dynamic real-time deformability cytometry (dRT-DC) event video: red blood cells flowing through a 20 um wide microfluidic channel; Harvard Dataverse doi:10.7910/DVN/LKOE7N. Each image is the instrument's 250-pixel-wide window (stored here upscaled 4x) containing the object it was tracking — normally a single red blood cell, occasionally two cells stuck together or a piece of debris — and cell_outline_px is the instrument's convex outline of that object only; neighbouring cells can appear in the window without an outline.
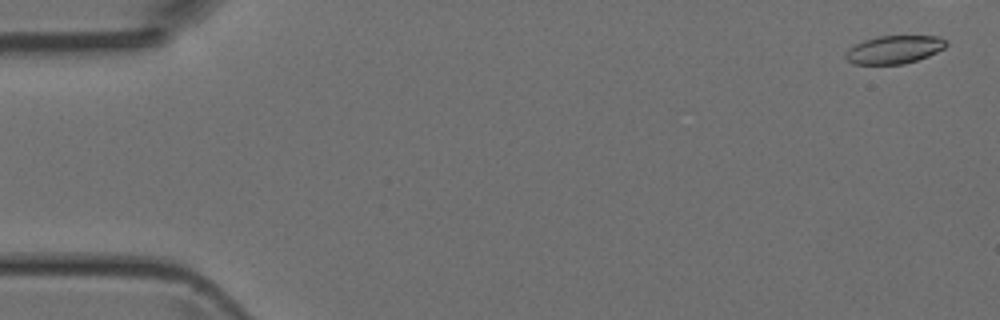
{"species": "Egyptian fruit bat (a non-hibernating species)", "species_latin": "Rousettus aegyptiacus", "temperature_condition": "room temperature", "stored_images_in_passage": 11, "camera_frame_rate_fps": 3000, "um_per_image_px": 0.085, "animal": {"sex": "female"}, "frame": {"image": 1, "passage_image": 2, "time_ms": 0.333, "image_size_px": [1000, 320], "cell_outline_px": [[948, 44], [944, 48], [928, 56], [904, 64], [852, 64], [844, 56], [848, 48], [864, 40], [876, 36], [940, 36], [948, 40]], "centroid_in_image_um": [76.02, 4.21], "position_along_channel_um": 9.0, "area_um2": 16.53}}